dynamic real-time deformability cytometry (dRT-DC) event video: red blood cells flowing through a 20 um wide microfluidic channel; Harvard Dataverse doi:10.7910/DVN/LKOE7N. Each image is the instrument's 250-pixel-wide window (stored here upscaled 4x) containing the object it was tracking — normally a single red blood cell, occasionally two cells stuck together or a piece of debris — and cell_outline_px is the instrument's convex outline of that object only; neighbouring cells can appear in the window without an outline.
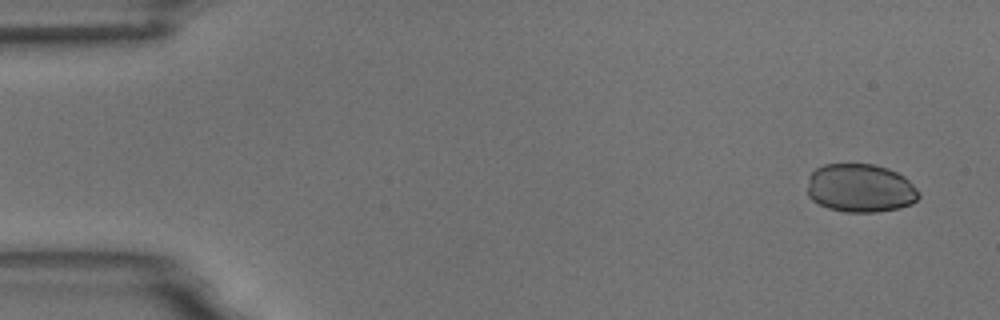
{"species": "common noctule bat (a hibernating species)", "species_latin": "Nyctalus noctula", "temperature_condition": "room temperature", "stored_images_in_passage": 5, "segment_of_instrument_passage": [1, 2], "camera_frame_rate_fps": 3000, "um_per_image_px": 0.085, "animal": {"sex": "male", "body_mass_g": 18.8}, "frame": {"image": 1, "passage_image": 1, "time_ms": 0.0, "image_size_px": [1000, 320], "cell_outline_px": [[920, 196], [912, 204], [900, 208], [876, 212], [844, 212], [828, 208], [812, 200], [808, 196], [808, 176], [816, 168], [824, 164], [872, 164], [888, 168], [904, 176], [920, 192]], "centroid_in_image_um": [73.13, 15.99], "position_along_channel_um": 11.9, "area_um2": 31.67}}